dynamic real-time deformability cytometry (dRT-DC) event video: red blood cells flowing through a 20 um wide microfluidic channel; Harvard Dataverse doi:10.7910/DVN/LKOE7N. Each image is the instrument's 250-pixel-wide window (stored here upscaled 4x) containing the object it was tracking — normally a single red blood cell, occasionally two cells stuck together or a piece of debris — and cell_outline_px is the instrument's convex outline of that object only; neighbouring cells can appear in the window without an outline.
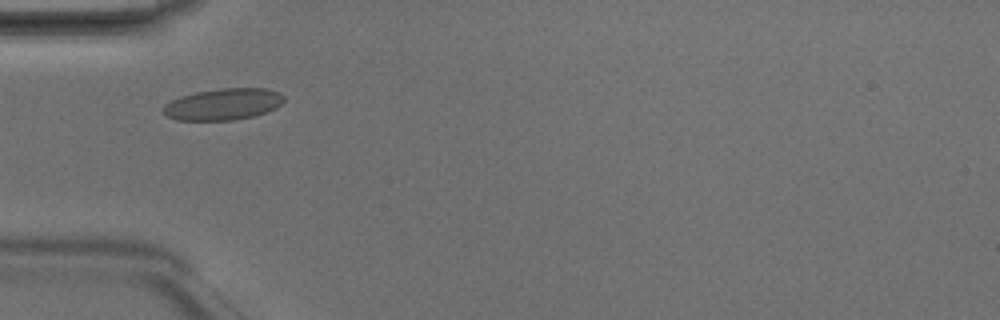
{"species": "Egyptian fruit bat (a non-hibernating species)", "species_latin": "Rousettus aegyptiacus", "temperature_condition": "room temperature", "stored_images_in_passage": 4, "camera_frame_rate_fps": 3000, "um_per_image_px": 0.085, "animal": {"sex": "male"}, "frame": {"image": 1, "passage_image": 4, "time_ms": 1.0, "image_size_px": [1000, 320], "cell_outline_px": [[284, 100], [276, 108], [252, 116], [232, 120], [176, 120], [168, 116], [160, 108], [164, 104], [180, 96], [196, 92], [220, 88], [264, 88], [280, 92], [284, 96]], "centroid_in_image_um": [18.95, 8.85], "position_along_channel_um": 66.0, "area_um2": 22.14}}